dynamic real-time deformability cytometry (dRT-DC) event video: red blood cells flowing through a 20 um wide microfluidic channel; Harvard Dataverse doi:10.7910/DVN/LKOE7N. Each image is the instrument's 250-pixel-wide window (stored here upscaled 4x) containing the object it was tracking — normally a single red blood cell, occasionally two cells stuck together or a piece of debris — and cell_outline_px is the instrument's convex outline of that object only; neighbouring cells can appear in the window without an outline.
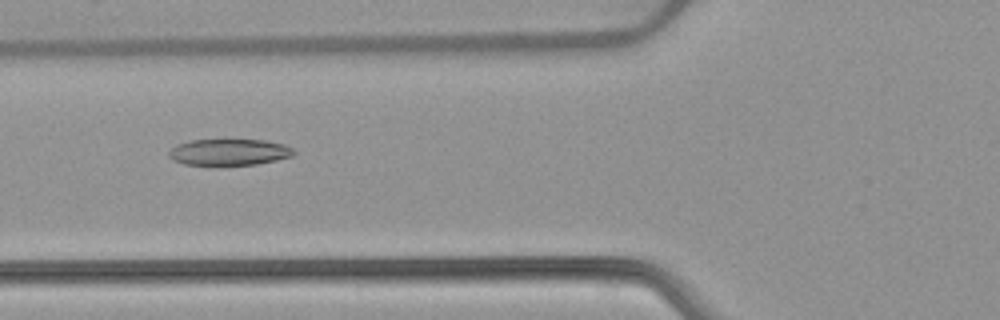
{"species": "common noctule bat (a hibernating species)", "species_latin": "Nyctalus noctula", "temperature_condition": "warm", "stored_images_in_passage": 52, "camera_frame_rate_fps": 3000, "um_per_image_px": 0.085, "animal": {"sex": "female", "body_mass_g": 22.7, "forearm_length_mm": 54.2}, "frame": {"image": 1, "passage_image": 20, "time_ms": 6.333, "image_size_px": [1000, 320], "cell_outline_px": [[296, 152], [292, 156], [276, 160], [256, 164], [184, 164], [172, 160], [168, 156], [168, 152], [176, 144], [192, 140], [224, 136], [264, 140], [284, 144], [292, 148]], "centroid_in_image_um": [19.46, 12.86], "position_along_channel_um": 106.3, "area_um2": 20.0}}
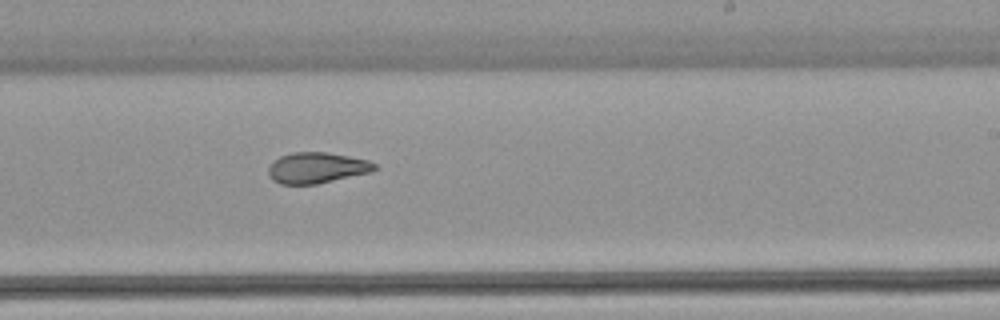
{"frame": {"image": 2, "passage_image": 32, "time_ms": 10.333, "image_size_px": [1000, 320], "cell_outline_px": [[376, 168], [372, 172], [316, 184], [280, 184], [272, 180], [268, 176], [268, 168], [280, 156], [292, 152], [328, 152], [368, 160], [376, 164]], "centroid_in_image_um": [26.92, 14.26], "position_along_channel_um": 262.1, "area_um2": 19.07}}
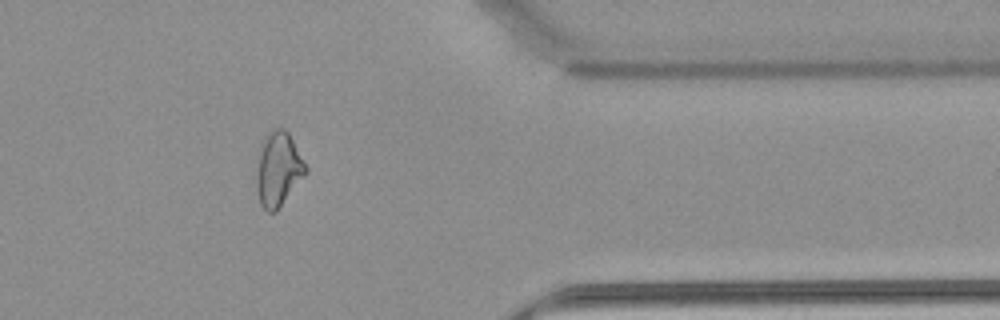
{"frame": {"image": 3, "passage_image": 43, "time_ms": 14.0, "image_size_px": [1000, 320], "cell_outline_px": [[308, 172], [276, 212], [268, 212], [260, 204], [256, 184], [256, 156], [260, 144], [264, 136], [272, 128], [284, 128], [288, 132], [308, 168]], "centroid_in_image_um": [23.63, 14.36], "position_along_channel_um": 387.8, "area_um2": 21.73}, "authors_computed_cell_mechanics": {"area_um2": 21.9062, "velocity_mm_per_s": 3.8941, "shape_relaxation_time_tau1_ms": null, "shape_relaxation_time_tau2_ms": 2.875, "deformation_change_tau1": null, "deformation_change_tau2": 0.1048}}